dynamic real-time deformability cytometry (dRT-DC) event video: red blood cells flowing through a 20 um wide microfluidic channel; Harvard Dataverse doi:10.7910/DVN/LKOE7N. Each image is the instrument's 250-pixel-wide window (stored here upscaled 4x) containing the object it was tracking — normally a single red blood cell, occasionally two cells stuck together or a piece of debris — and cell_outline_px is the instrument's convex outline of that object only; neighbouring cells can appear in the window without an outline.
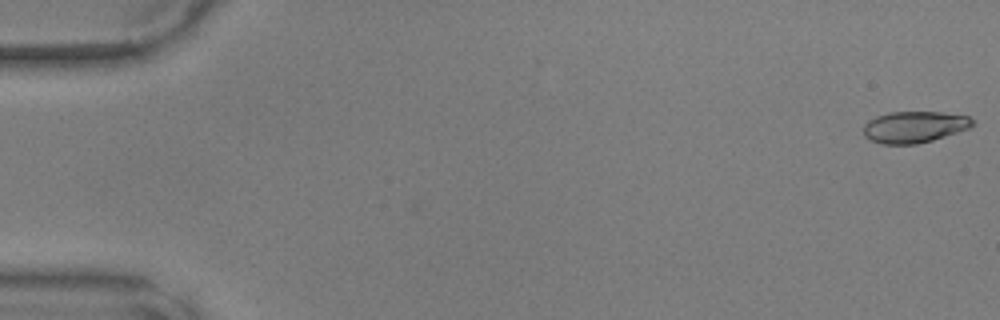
{"species": "common noctule bat (a hibernating species)", "species_latin": "Nyctalus noctula", "temperature_condition": "warm", "stored_images_in_passage": 43, "camera_frame_rate_fps": 3000, "um_per_image_px": 0.085, "animal": {"sex": "male", "body_mass_g": 17.9, "forearm_length_mm": 54.2}, "frame": {"image": 1, "passage_image": 1, "time_ms": 0.0, "image_size_px": [1000, 320], "cell_outline_px": [[976, 124], [968, 128], [932, 140], [916, 144], [884, 144], [872, 140], [864, 136], [864, 124], [868, 120], [876, 116], [888, 112], [940, 112], [968, 116]], "centroid_in_image_um": [77.69, 10.78], "position_along_channel_um": 7.3, "area_um2": 19.83}}
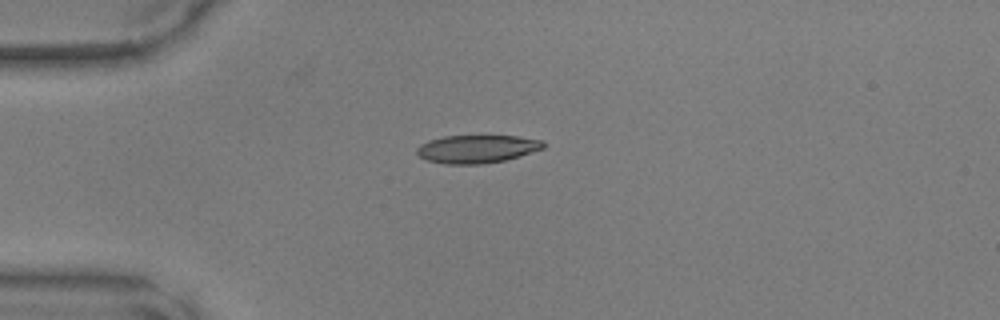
{"frame": {"image": 2, "passage_image": 13, "time_ms": 4.0, "image_size_px": [1000, 320], "cell_outline_px": [[544, 148], [520, 156], [504, 160], [480, 164], [444, 164], [428, 160], [420, 156], [416, 152], [416, 148], [420, 144], [428, 140], [444, 136], [516, 136], [544, 140]], "centroid_in_image_um": [40.53, 12.66], "position_along_channel_um": 44.5, "area_um2": 20.63}}
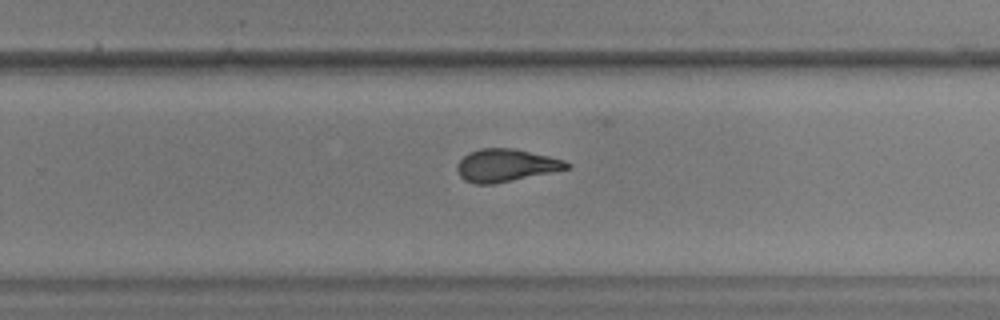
{"frame": {"image": 3, "passage_image": 32, "time_ms": 10.333, "image_size_px": [1000, 320], "cell_outline_px": [[572, 168], [492, 184], [476, 184], [464, 180], [460, 176], [456, 168], [456, 164], [468, 152], [480, 148], [512, 148], [548, 156], [564, 160], [572, 164]], "centroid_in_image_um": [42.99, 14.05], "position_along_channel_um": 286.8, "area_um2": 20.81}}